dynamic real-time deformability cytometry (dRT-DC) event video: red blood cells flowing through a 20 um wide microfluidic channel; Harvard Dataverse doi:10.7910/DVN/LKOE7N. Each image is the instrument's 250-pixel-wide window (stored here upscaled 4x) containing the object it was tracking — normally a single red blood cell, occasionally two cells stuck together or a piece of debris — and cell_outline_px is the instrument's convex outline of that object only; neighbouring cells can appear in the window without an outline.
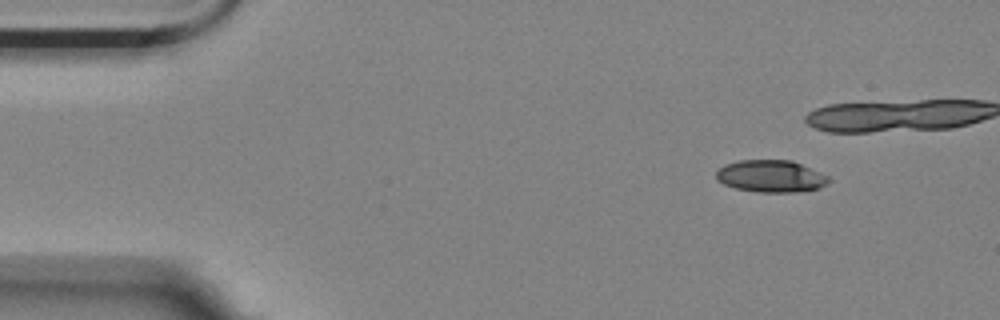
{"species": "Egyptian fruit bat (a non-hibernating species)", "species_latin": "Rousettus aegyptiacus", "temperature_condition": "room temperature", "stored_images_in_passage": 10, "camera_frame_rate_fps": 3000, "um_per_image_px": 0.085, "animal": {"sex": "female"}, "frame": {"image": 1, "passage_image": 1, "time_ms": 0.0, "image_size_px": [1000, 320], "cell_outline_px": [[828, 180], [820, 188], [796, 192], [756, 192], [736, 188], [724, 184], [716, 180], [716, 172], [724, 164], [740, 160], [792, 160], [820, 172], [828, 176]], "centroid_in_image_um": [65.49, 14.97], "position_along_channel_um": 19.5, "area_um2": 20.98}}
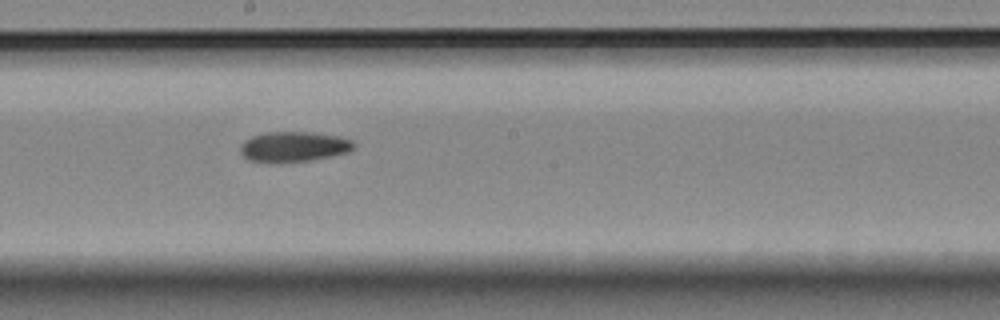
{"frame": {"image": 2, "passage_image": 9, "time_ms": 2.667, "image_size_px": [1000, 320], "cell_outline_px": [[356, 144], [348, 152], [332, 156], [312, 160], [248, 160], [240, 152], [240, 144], [244, 140], [252, 136], [268, 132], [312, 132], [340, 136], [352, 140]], "centroid_in_image_um": [25.01, 12.42], "position_along_channel_um": 223.2, "area_um2": 19.48}}
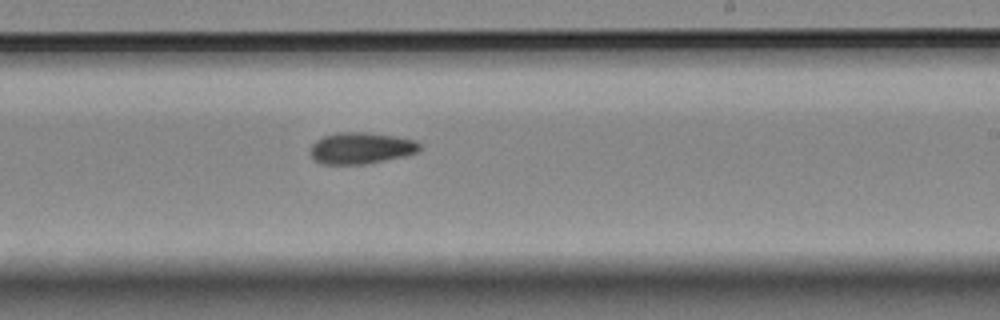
{"frame": {"image": 3, "passage_image": 10, "time_ms": 3.0, "image_size_px": [1000, 320], "cell_outline_px": [[420, 148], [416, 152], [404, 156], [364, 164], [320, 164], [312, 156], [312, 144], [316, 140], [324, 136], [336, 132], [368, 132], [396, 136], [416, 140], [420, 144]], "centroid_in_image_um": [30.69, 12.58], "position_along_channel_um": 258.3, "area_um2": 19.94}}